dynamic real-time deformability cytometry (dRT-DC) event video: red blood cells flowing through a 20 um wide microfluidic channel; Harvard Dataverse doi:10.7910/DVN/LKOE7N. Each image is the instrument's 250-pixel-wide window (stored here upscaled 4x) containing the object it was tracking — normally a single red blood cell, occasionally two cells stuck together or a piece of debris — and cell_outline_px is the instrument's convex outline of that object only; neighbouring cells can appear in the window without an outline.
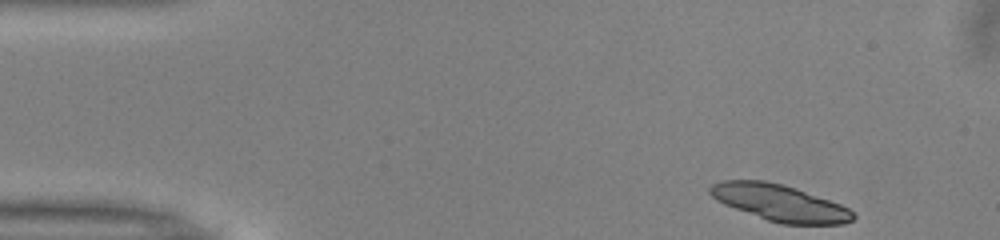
{"species": "common noctule bat (a hibernating species)", "species_latin": "Nyctalus noctula", "temperature_condition": "warm", "stored_images_in_passage": 47, "segment_of_instrument_passage": [1, 2], "camera_frame_rate_fps": 3000, "um_per_image_px": 0.085, "animal": {"sex": "male", "body_mass_g": 13.0, "forearm_length_mm": 53.1}, "frame": {"image": 1, "passage_image": 1, "time_ms": 0.0, "image_size_px": [1000, 240], "cell_outline_px": [[856, 216], [852, 220], [844, 224], [780, 224], [768, 220], [724, 204], [716, 200], [708, 192], [708, 188], [712, 184], [724, 180], [764, 180], [784, 184], [796, 188], [840, 204], [848, 208]], "centroid_in_image_um": [66.26, 17.23], "position_along_channel_um": 18.7, "area_um2": 30.29}}